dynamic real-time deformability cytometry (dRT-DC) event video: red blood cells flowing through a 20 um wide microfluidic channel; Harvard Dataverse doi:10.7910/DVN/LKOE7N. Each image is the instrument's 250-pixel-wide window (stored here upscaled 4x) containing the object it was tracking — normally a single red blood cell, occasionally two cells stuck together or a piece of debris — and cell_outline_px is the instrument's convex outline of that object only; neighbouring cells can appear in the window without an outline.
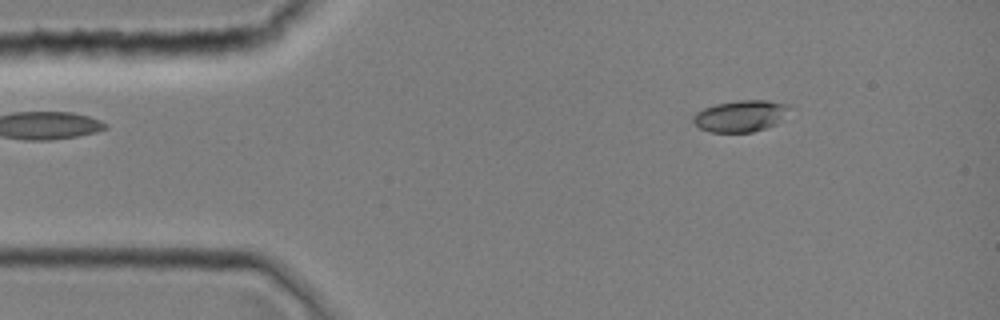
{"species": "common noctule bat (a hibernating species)", "species_latin": "Nyctalus noctula", "temperature_condition": "room temperature", "stored_images_in_passage": 7, "camera_frame_rate_fps": 3000, "um_per_image_px": 0.085, "animal": {"sex": "female", "body_mass_g": 19.0, "forearm_length_mm": 51.5}, "frame": {"image": 1, "passage_image": 5, "time_ms": 1.333, "image_size_px": [1000, 320], "cell_outline_px": [[792, 108], [776, 124], [752, 132], [712, 132], [700, 128], [692, 120], [692, 116], [696, 112], [704, 108], [716, 104], [740, 100], [768, 100], [788, 104]], "centroid_in_image_um": [62.96, 9.85], "position_along_channel_um": 22.0, "area_um2": 17.63}}